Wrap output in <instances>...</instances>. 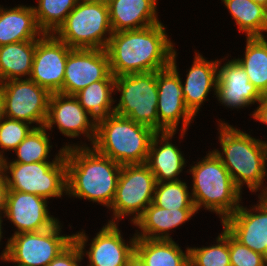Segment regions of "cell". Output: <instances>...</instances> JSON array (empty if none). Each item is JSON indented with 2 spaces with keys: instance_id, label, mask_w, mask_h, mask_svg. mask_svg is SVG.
Segmentation results:
<instances>
[{
  "instance_id": "cell-1",
  "label": "cell",
  "mask_w": 267,
  "mask_h": 266,
  "mask_svg": "<svg viewBox=\"0 0 267 266\" xmlns=\"http://www.w3.org/2000/svg\"><path fill=\"white\" fill-rule=\"evenodd\" d=\"M165 29L160 22L143 29L113 33L106 48L111 73L117 77L169 67L175 47Z\"/></svg>"
},
{
  "instance_id": "cell-2",
  "label": "cell",
  "mask_w": 267,
  "mask_h": 266,
  "mask_svg": "<svg viewBox=\"0 0 267 266\" xmlns=\"http://www.w3.org/2000/svg\"><path fill=\"white\" fill-rule=\"evenodd\" d=\"M64 144L67 196L110 208L122 166L86 143ZM85 144V145H84Z\"/></svg>"
},
{
  "instance_id": "cell-3",
  "label": "cell",
  "mask_w": 267,
  "mask_h": 266,
  "mask_svg": "<svg viewBox=\"0 0 267 266\" xmlns=\"http://www.w3.org/2000/svg\"><path fill=\"white\" fill-rule=\"evenodd\" d=\"M218 133L221 151L214 149L213 152L229 171L235 185L241 191L245 185L249 192L261 191L258 196H266L267 141L256 139L222 120L218 121Z\"/></svg>"
},
{
  "instance_id": "cell-4",
  "label": "cell",
  "mask_w": 267,
  "mask_h": 266,
  "mask_svg": "<svg viewBox=\"0 0 267 266\" xmlns=\"http://www.w3.org/2000/svg\"><path fill=\"white\" fill-rule=\"evenodd\" d=\"M194 164L187 173L192 174L191 194L196 211L204 207L215 212L222 223L243 203L242 191L213 150Z\"/></svg>"
},
{
  "instance_id": "cell-5",
  "label": "cell",
  "mask_w": 267,
  "mask_h": 266,
  "mask_svg": "<svg viewBox=\"0 0 267 266\" xmlns=\"http://www.w3.org/2000/svg\"><path fill=\"white\" fill-rule=\"evenodd\" d=\"M156 133L146 125L114 113L97 120L92 147L121 166L144 164Z\"/></svg>"
},
{
  "instance_id": "cell-6",
  "label": "cell",
  "mask_w": 267,
  "mask_h": 266,
  "mask_svg": "<svg viewBox=\"0 0 267 266\" xmlns=\"http://www.w3.org/2000/svg\"><path fill=\"white\" fill-rule=\"evenodd\" d=\"M113 31L106 1L79 0L54 35L71 48L106 49Z\"/></svg>"
},
{
  "instance_id": "cell-7",
  "label": "cell",
  "mask_w": 267,
  "mask_h": 266,
  "mask_svg": "<svg viewBox=\"0 0 267 266\" xmlns=\"http://www.w3.org/2000/svg\"><path fill=\"white\" fill-rule=\"evenodd\" d=\"M2 169L9 190L35 194L47 200L67 195L66 161L63 147L52 161L28 164L2 163Z\"/></svg>"
},
{
  "instance_id": "cell-8",
  "label": "cell",
  "mask_w": 267,
  "mask_h": 266,
  "mask_svg": "<svg viewBox=\"0 0 267 266\" xmlns=\"http://www.w3.org/2000/svg\"><path fill=\"white\" fill-rule=\"evenodd\" d=\"M120 93L114 113L159 132L157 71L115 77L114 94Z\"/></svg>"
},
{
  "instance_id": "cell-9",
  "label": "cell",
  "mask_w": 267,
  "mask_h": 266,
  "mask_svg": "<svg viewBox=\"0 0 267 266\" xmlns=\"http://www.w3.org/2000/svg\"><path fill=\"white\" fill-rule=\"evenodd\" d=\"M61 224L58 221L50 229L11 235L1 252L0 260L13 265L47 266L74 241L73 233L61 234Z\"/></svg>"
},
{
  "instance_id": "cell-10",
  "label": "cell",
  "mask_w": 267,
  "mask_h": 266,
  "mask_svg": "<svg viewBox=\"0 0 267 266\" xmlns=\"http://www.w3.org/2000/svg\"><path fill=\"white\" fill-rule=\"evenodd\" d=\"M156 178L144 164L123 165L113 202L112 220L107 223L118 224L123 217H131V223L142 215L148 205L153 202Z\"/></svg>"
},
{
  "instance_id": "cell-11",
  "label": "cell",
  "mask_w": 267,
  "mask_h": 266,
  "mask_svg": "<svg viewBox=\"0 0 267 266\" xmlns=\"http://www.w3.org/2000/svg\"><path fill=\"white\" fill-rule=\"evenodd\" d=\"M177 52L174 49L169 67L157 71V112L159 118V132H176L181 124L180 137H185L189 125L195 116L189 111L184 102L182 78L177 68Z\"/></svg>"
},
{
  "instance_id": "cell-12",
  "label": "cell",
  "mask_w": 267,
  "mask_h": 266,
  "mask_svg": "<svg viewBox=\"0 0 267 266\" xmlns=\"http://www.w3.org/2000/svg\"><path fill=\"white\" fill-rule=\"evenodd\" d=\"M4 93L5 117L22 120L35 127L45 126L51 93L31 79L0 83ZM38 125V126H37Z\"/></svg>"
},
{
  "instance_id": "cell-13",
  "label": "cell",
  "mask_w": 267,
  "mask_h": 266,
  "mask_svg": "<svg viewBox=\"0 0 267 266\" xmlns=\"http://www.w3.org/2000/svg\"><path fill=\"white\" fill-rule=\"evenodd\" d=\"M73 235L83 259L84 256L88 258L87 266H129L130 259L135 253V233L128 242H125L118 224L103 225L96 236L90 240L89 250L85 249L89 238L85 230L82 232L80 230Z\"/></svg>"
},
{
  "instance_id": "cell-14",
  "label": "cell",
  "mask_w": 267,
  "mask_h": 266,
  "mask_svg": "<svg viewBox=\"0 0 267 266\" xmlns=\"http://www.w3.org/2000/svg\"><path fill=\"white\" fill-rule=\"evenodd\" d=\"M72 49L54 34H43L36 40L29 79L50 93L63 94L65 66L67 56Z\"/></svg>"
},
{
  "instance_id": "cell-15",
  "label": "cell",
  "mask_w": 267,
  "mask_h": 266,
  "mask_svg": "<svg viewBox=\"0 0 267 266\" xmlns=\"http://www.w3.org/2000/svg\"><path fill=\"white\" fill-rule=\"evenodd\" d=\"M99 80H115L107 50L73 48L67 56L63 94L75 95Z\"/></svg>"
},
{
  "instance_id": "cell-16",
  "label": "cell",
  "mask_w": 267,
  "mask_h": 266,
  "mask_svg": "<svg viewBox=\"0 0 267 266\" xmlns=\"http://www.w3.org/2000/svg\"><path fill=\"white\" fill-rule=\"evenodd\" d=\"M54 125L66 137L74 139L82 134L91 145L95 141L97 121L74 95L51 93L45 128L52 131Z\"/></svg>"
},
{
  "instance_id": "cell-17",
  "label": "cell",
  "mask_w": 267,
  "mask_h": 266,
  "mask_svg": "<svg viewBox=\"0 0 267 266\" xmlns=\"http://www.w3.org/2000/svg\"><path fill=\"white\" fill-rule=\"evenodd\" d=\"M258 203L239 208L222 222V226L240 243L267 255V196H258Z\"/></svg>"
},
{
  "instance_id": "cell-18",
  "label": "cell",
  "mask_w": 267,
  "mask_h": 266,
  "mask_svg": "<svg viewBox=\"0 0 267 266\" xmlns=\"http://www.w3.org/2000/svg\"><path fill=\"white\" fill-rule=\"evenodd\" d=\"M47 202V199L35 194L8 190L4 217L16 227L12 235L53 227L59 219L50 215Z\"/></svg>"
},
{
  "instance_id": "cell-19",
  "label": "cell",
  "mask_w": 267,
  "mask_h": 266,
  "mask_svg": "<svg viewBox=\"0 0 267 266\" xmlns=\"http://www.w3.org/2000/svg\"><path fill=\"white\" fill-rule=\"evenodd\" d=\"M218 60V78L216 83V98L223 106L233 109L257 104L263 95L249 81L247 73L236 58L221 66Z\"/></svg>"
},
{
  "instance_id": "cell-20",
  "label": "cell",
  "mask_w": 267,
  "mask_h": 266,
  "mask_svg": "<svg viewBox=\"0 0 267 266\" xmlns=\"http://www.w3.org/2000/svg\"><path fill=\"white\" fill-rule=\"evenodd\" d=\"M177 132H157L151 141L146 165L156 178V182L179 181L178 175L188 163L178 146L172 144Z\"/></svg>"
},
{
  "instance_id": "cell-21",
  "label": "cell",
  "mask_w": 267,
  "mask_h": 266,
  "mask_svg": "<svg viewBox=\"0 0 267 266\" xmlns=\"http://www.w3.org/2000/svg\"><path fill=\"white\" fill-rule=\"evenodd\" d=\"M193 64L187 70L186 80L182 82L184 102L189 111L197 116L203 102L209 101L208 94L212 90L216 95L218 78V59L207 60L195 50Z\"/></svg>"
},
{
  "instance_id": "cell-22",
  "label": "cell",
  "mask_w": 267,
  "mask_h": 266,
  "mask_svg": "<svg viewBox=\"0 0 267 266\" xmlns=\"http://www.w3.org/2000/svg\"><path fill=\"white\" fill-rule=\"evenodd\" d=\"M157 0H108L109 20L113 33L143 29L160 23Z\"/></svg>"
},
{
  "instance_id": "cell-23",
  "label": "cell",
  "mask_w": 267,
  "mask_h": 266,
  "mask_svg": "<svg viewBox=\"0 0 267 266\" xmlns=\"http://www.w3.org/2000/svg\"><path fill=\"white\" fill-rule=\"evenodd\" d=\"M198 213L196 209H164L153 202L146 207L142 215L133 224L138 229L136 238L172 239L170 230L191 220Z\"/></svg>"
},
{
  "instance_id": "cell-24",
  "label": "cell",
  "mask_w": 267,
  "mask_h": 266,
  "mask_svg": "<svg viewBox=\"0 0 267 266\" xmlns=\"http://www.w3.org/2000/svg\"><path fill=\"white\" fill-rule=\"evenodd\" d=\"M43 34L32 6L18 5L8 9L0 5V46L37 40Z\"/></svg>"
},
{
  "instance_id": "cell-25",
  "label": "cell",
  "mask_w": 267,
  "mask_h": 266,
  "mask_svg": "<svg viewBox=\"0 0 267 266\" xmlns=\"http://www.w3.org/2000/svg\"><path fill=\"white\" fill-rule=\"evenodd\" d=\"M135 254L147 266H190L189 247L183 251L174 239L136 238Z\"/></svg>"
},
{
  "instance_id": "cell-26",
  "label": "cell",
  "mask_w": 267,
  "mask_h": 266,
  "mask_svg": "<svg viewBox=\"0 0 267 266\" xmlns=\"http://www.w3.org/2000/svg\"><path fill=\"white\" fill-rule=\"evenodd\" d=\"M36 40L0 46V83L29 79L35 54Z\"/></svg>"
},
{
  "instance_id": "cell-27",
  "label": "cell",
  "mask_w": 267,
  "mask_h": 266,
  "mask_svg": "<svg viewBox=\"0 0 267 266\" xmlns=\"http://www.w3.org/2000/svg\"><path fill=\"white\" fill-rule=\"evenodd\" d=\"M234 19L239 32L246 37H264L267 35V8L252 0H221Z\"/></svg>"
},
{
  "instance_id": "cell-28",
  "label": "cell",
  "mask_w": 267,
  "mask_h": 266,
  "mask_svg": "<svg viewBox=\"0 0 267 266\" xmlns=\"http://www.w3.org/2000/svg\"><path fill=\"white\" fill-rule=\"evenodd\" d=\"M244 57V58H243ZM237 58L249 81L262 95H267V38L246 37L244 56Z\"/></svg>"
},
{
  "instance_id": "cell-29",
  "label": "cell",
  "mask_w": 267,
  "mask_h": 266,
  "mask_svg": "<svg viewBox=\"0 0 267 266\" xmlns=\"http://www.w3.org/2000/svg\"><path fill=\"white\" fill-rule=\"evenodd\" d=\"M114 86L115 80H99L80 90L74 96L84 110L97 121L114 114V103L117 101L112 97Z\"/></svg>"
},
{
  "instance_id": "cell-30",
  "label": "cell",
  "mask_w": 267,
  "mask_h": 266,
  "mask_svg": "<svg viewBox=\"0 0 267 266\" xmlns=\"http://www.w3.org/2000/svg\"><path fill=\"white\" fill-rule=\"evenodd\" d=\"M49 132L45 126L34 127L27 137L14 150L17 156L15 160L8 161V157L2 163H34L46 162L52 149Z\"/></svg>"
},
{
  "instance_id": "cell-31",
  "label": "cell",
  "mask_w": 267,
  "mask_h": 266,
  "mask_svg": "<svg viewBox=\"0 0 267 266\" xmlns=\"http://www.w3.org/2000/svg\"><path fill=\"white\" fill-rule=\"evenodd\" d=\"M32 6L39 29L44 34H54L64 23L79 0H37Z\"/></svg>"
},
{
  "instance_id": "cell-32",
  "label": "cell",
  "mask_w": 267,
  "mask_h": 266,
  "mask_svg": "<svg viewBox=\"0 0 267 266\" xmlns=\"http://www.w3.org/2000/svg\"><path fill=\"white\" fill-rule=\"evenodd\" d=\"M211 246L189 247L190 266H231L229 232L223 227Z\"/></svg>"
},
{
  "instance_id": "cell-33",
  "label": "cell",
  "mask_w": 267,
  "mask_h": 266,
  "mask_svg": "<svg viewBox=\"0 0 267 266\" xmlns=\"http://www.w3.org/2000/svg\"><path fill=\"white\" fill-rule=\"evenodd\" d=\"M187 183L182 180L156 184L153 203L164 209H196Z\"/></svg>"
},
{
  "instance_id": "cell-34",
  "label": "cell",
  "mask_w": 267,
  "mask_h": 266,
  "mask_svg": "<svg viewBox=\"0 0 267 266\" xmlns=\"http://www.w3.org/2000/svg\"><path fill=\"white\" fill-rule=\"evenodd\" d=\"M34 127L28 122L4 117L0 121V157L5 159L4 152L14 151Z\"/></svg>"
},
{
  "instance_id": "cell-35",
  "label": "cell",
  "mask_w": 267,
  "mask_h": 266,
  "mask_svg": "<svg viewBox=\"0 0 267 266\" xmlns=\"http://www.w3.org/2000/svg\"><path fill=\"white\" fill-rule=\"evenodd\" d=\"M229 254L231 266H266L265 256L249 249L230 233Z\"/></svg>"
},
{
  "instance_id": "cell-36",
  "label": "cell",
  "mask_w": 267,
  "mask_h": 266,
  "mask_svg": "<svg viewBox=\"0 0 267 266\" xmlns=\"http://www.w3.org/2000/svg\"><path fill=\"white\" fill-rule=\"evenodd\" d=\"M83 256L79 246L73 241L65 250L55 257L47 266H82Z\"/></svg>"
},
{
  "instance_id": "cell-37",
  "label": "cell",
  "mask_w": 267,
  "mask_h": 266,
  "mask_svg": "<svg viewBox=\"0 0 267 266\" xmlns=\"http://www.w3.org/2000/svg\"><path fill=\"white\" fill-rule=\"evenodd\" d=\"M257 104H259L258 107L252 111L253 114L250 116L256 121L258 120L257 122L267 125V95H263Z\"/></svg>"
},
{
  "instance_id": "cell-38",
  "label": "cell",
  "mask_w": 267,
  "mask_h": 266,
  "mask_svg": "<svg viewBox=\"0 0 267 266\" xmlns=\"http://www.w3.org/2000/svg\"><path fill=\"white\" fill-rule=\"evenodd\" d=\"M8 186L6 184L5 176L3 169L0 170V216H5L6 212V203L8 195Z\"/></svg>"
},
{
  "instance_id": "cell-39",
  "label": "cell",
  "mask_w": 267,
  "mask_h": 266,
  "mask_svg": "<svg viewBox=\"0 0 267 266\" xmlns=\"http://www.w3.org/2000/svg\"><path fill=\"white\" fill-rule=\"evenodd\" d=\"M5 117V100L4 93L0 87V121Z\"/></svg>"
},
{
  "instance_id": "cell-40",
  "label": "cell",
  "mask_w": 267,
  "mask_h": 266,
  "mask_svg": "<svg viewBox=\"0 0 267 266\" xmlns=\"http://www.w3.org/2000/svg\"><path fill=\"white\" fill-rule=\"evenodd\" d=\"M129 266H147L135 253L130 259Z\"/></svg>"
},
{
  "instance_id": "cell-41",
  "label": "cell",
  "mask_w": 267,
  "mask_h": 266,
  "mask_svg": "<svg viewBox=\"0 0 267 266\" xmlns=\"http://www.w3.org/2000/svg\"><path fill=\"white\" fill-rule=\"evenodd\" d=\"M3 216H0V242H1V239H2V237H3V227H2V222H3ZM0 245H1V243H0Z\"/></svg>"
},
{
  "instance_id": "cell-42",
  "label": "cell",
  "mask_w": 267,
  "mask_h": 266,
  "mask_svg": "<svg viewBox=\"0 0 267 266\" xmlns=\"http://www.w3.org/2000/svg\"><path fill=\"white\" fill-rule=\"evenodd\" d=\"M255 3L263 5L265 8H267V0H252Z\"/></svg>"
},
{
  "instance_id": "cell-43",
  "label": "cell",
  "mask_w": 267,
  "mask_h": 266,
  "mask_svg": "<svg viewBox=\"0 0 267 266\" xmlns=\"http://www.w3.org/2000/svg\"><path fill=\"white\" fill-rule=\"evenodd\" d=\"M2 158L0 157V170L2 169Z\"/></svg>"
},
{
  "instance_id": "cell-44",
  "label": "cell",
  "mask_w": 267,
  "mask_h": 266,
  "mask_svg": "<svg viewBox=\"0 0 267 266\" xmlns=\"http://www.w3.org/2000/svg\"><path fill=\"white\" fill-rule=\"evenodd\" d=\"M265 263H266V266H267V255L265 256Z\"/></svg>"
}]
</instances>
